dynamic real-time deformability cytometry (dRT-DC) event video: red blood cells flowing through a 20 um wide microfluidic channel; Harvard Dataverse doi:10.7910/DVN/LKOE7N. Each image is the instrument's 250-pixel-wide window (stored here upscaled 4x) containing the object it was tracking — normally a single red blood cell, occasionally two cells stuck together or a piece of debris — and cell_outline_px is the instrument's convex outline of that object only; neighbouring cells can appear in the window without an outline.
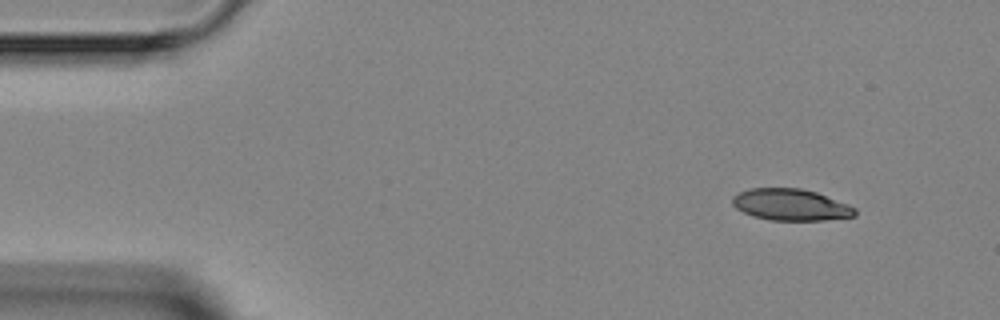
{"species": "Egyptian fruit bat (a non-hibernating species)", "species_latin": "Rousettus aegyptiacus", "temperature_condition": "room temperature", "stored_images_in_passage": 3, "camera_frame_rate_fps": 3000, "um_per_image_px": 0.085, "animal": {"sex": "female"}, "frame": {"image": 1, "passage_image": 1, "time_ms": 0.0, "image_size_px": [1000, 320], "cell_outline_px": [[856, 216], [824, 220], [768, 220], [752, 216], [736, 208], [732, 204], [732, 196], [748, 188], [800, 188], [816, 192], [848, 204], [856, 208]], "centroid_in_image_um": [67.2, 17.4], "position_along_channel_um": 17.8, "area_um2": 22.6}}